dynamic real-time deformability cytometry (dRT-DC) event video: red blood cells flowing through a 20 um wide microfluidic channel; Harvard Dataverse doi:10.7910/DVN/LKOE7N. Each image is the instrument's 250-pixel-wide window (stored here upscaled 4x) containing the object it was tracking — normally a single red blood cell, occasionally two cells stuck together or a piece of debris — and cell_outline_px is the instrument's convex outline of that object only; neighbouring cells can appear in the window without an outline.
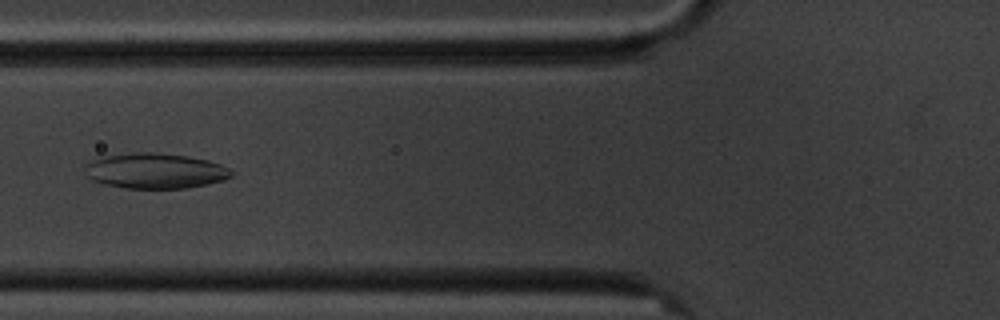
{"species": "common noctule bat (a hibernating species)", "species_latin": "Nyctalus noctula", "temperature_condition": "cold", "stored_images_in_passage": 5, "camera_frame_rate_fps": 3000, "um_per_image_px": 0.085, "animal": {"sex": "male", "body_mass_g": 20.1, "forearm_length_mm": 53.5}, "frame": {"image": 1, "passage_image": 2, "time_ms": 1.0, "image_size_px": [1000, 320], "cell_outline_px": [[236, 172], [232, 176], [224, 180], [208, 184], [188, 188], [124, 188], [104, 184], [92, 180], [84, 176], [84, 164], [100, 156], [132, 152], [156, 152], [188, 156], [208, 160], [220, 164]], "centroid_in_image_um": [13.15, 14.51], "position_along_channel_um": 112.6, "area_um2": 30.75}}
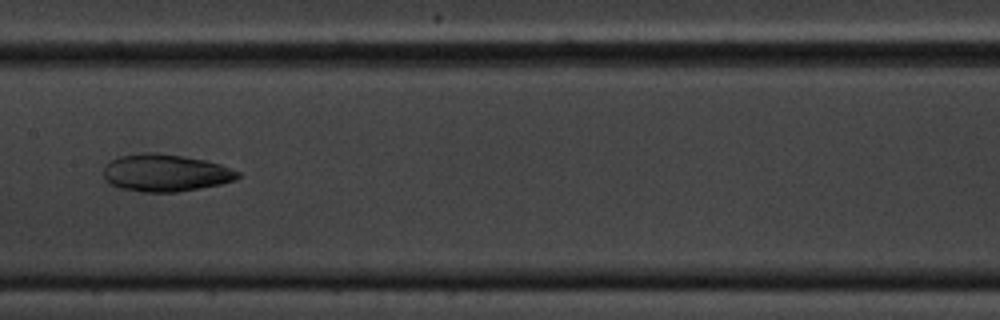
{"frame": {"image": 2, "passage_image": 4, "time_ms": 3.333, "image_size_px": [1000, 320], "cell_outline_px": [[240, 176], [236, 180], [220, 184], [200, 188], [176, 192], [144, 192], [120, 188], [108, 184], [104, 180], [104, 164], [120, 156], [144, 152], [152, 152], [184, 156], [204, 160], [220, 164], [240, 172]], "centroid_in_image_um": [14.04, 14.69], "position_along_channel_um": 193.4, "area_um2": 29.3}}
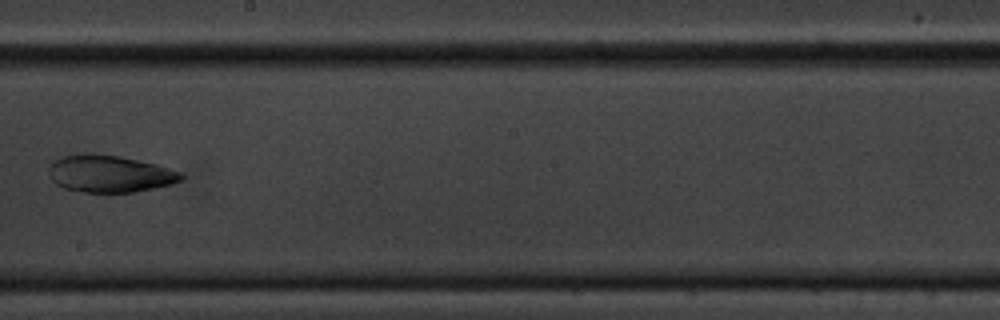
{"frame": {"image": 3, "passage_image": 5, "time_ms": 4.667, "image_size_px": [1000, 320], "cell_outline_px": [[184, 180], [172, 184], [132, 192], [84, 192], [64, 188], [56, 184], [52, 180], [48, 168], [52, 160], [60, 156], [84, 152], [92, 152], [116, 156], [156, 164], [180, 172], [184, 176]], "centroid_in_image_um": [9.27, 14.75], "position_along_channel_um": 238.9, "area_um2": 28.73}}